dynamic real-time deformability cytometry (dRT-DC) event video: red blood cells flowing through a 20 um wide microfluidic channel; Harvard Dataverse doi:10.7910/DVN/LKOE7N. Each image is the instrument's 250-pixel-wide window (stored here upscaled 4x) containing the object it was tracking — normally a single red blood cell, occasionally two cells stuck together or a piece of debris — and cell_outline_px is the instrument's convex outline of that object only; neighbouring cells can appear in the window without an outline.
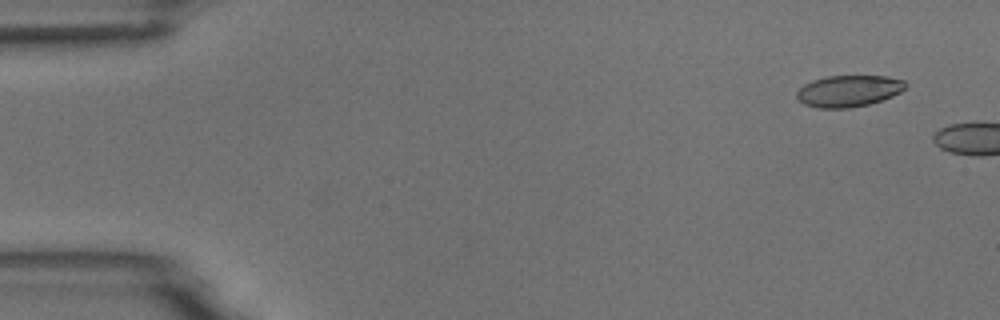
{"species": "common noctule bat (a hibernating species)", "species_latin": "Nyctalus noctula", "temperature_condition": "room temperature", "stored_images_in_passage": 2, "camera_frame_rate_fps": 3000, "um_per_image_px": 0.085, "animal": {"sex": "male", "body_mass_g": 18.8}, "frame": {"image": 1, "passage_image": 1, "time_ms": 0.0, "image_size_px": [1000, 320], "cell_outline_px": [[908, 84], [900, 92], [892, 96], [868, 104], [848, 108], [816, 108], [804, 104], [796, 96], [796, 92], [804, 84], [812, 80], [824, 76], [888, 76], [904, 80]], "centroid_in_image_um": [72.12, 7.72], "position_along_channel_um": 12.9, "area_um2": 20.0}}